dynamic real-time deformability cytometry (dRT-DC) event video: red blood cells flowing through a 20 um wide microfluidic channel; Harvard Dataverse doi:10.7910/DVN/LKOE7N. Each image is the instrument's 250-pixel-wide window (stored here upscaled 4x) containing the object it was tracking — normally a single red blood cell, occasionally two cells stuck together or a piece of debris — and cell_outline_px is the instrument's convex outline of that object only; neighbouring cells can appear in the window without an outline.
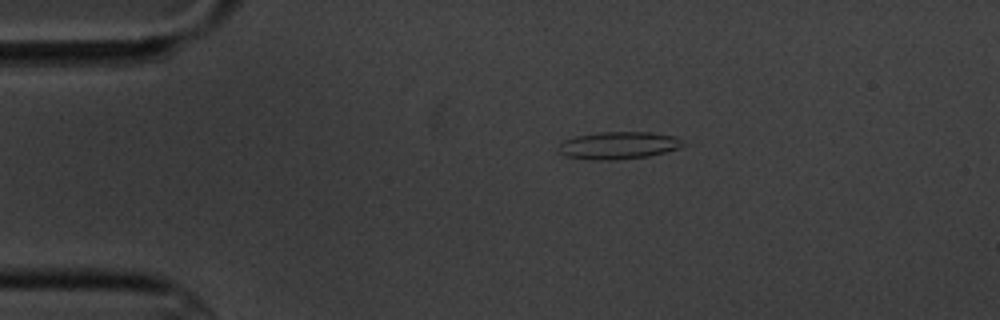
{"species": "common noctule bat (a hibernating species)", "species_latin": "Nyctalus noctula", "temperature_condition": "cold", "stored_images_in_passage": 2, "camera_frame_rate_fps": 3000, "um_per_image_px": 0.085, "animal": {"sex": "male", "body_mass_g": 20.1, "forearm_length_mm": 53.5}, "frame": {"image": 1, "passage_image": 1, "time_ms": 0.0, "image_size_px": [1000, 320], "cell_outline_px": [[684, 144], [680, 148], [648, 156], [612, 160], [596, 160], [564, 156], [560, 152], [560, 140], [576, 136], [600, 132], [652, 132], [676, 136]], "centroid_in_image_um": [52.55, 12.35], "position_along_channel_um": 32.4, "area_um2": 19.83}}